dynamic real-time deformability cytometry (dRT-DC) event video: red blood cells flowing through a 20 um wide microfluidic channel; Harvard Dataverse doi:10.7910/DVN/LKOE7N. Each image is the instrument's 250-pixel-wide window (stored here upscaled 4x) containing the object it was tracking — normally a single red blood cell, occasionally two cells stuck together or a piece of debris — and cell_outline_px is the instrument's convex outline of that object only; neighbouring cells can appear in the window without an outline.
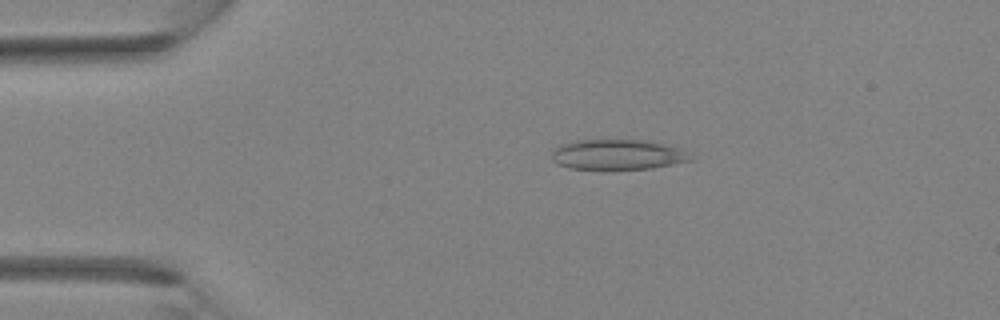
{"species": "Egyptian fruit bat (a non-hibernating species)", "species_latin": "Rousettus aegyptiacus", "temperature_condition": "room temperature", "stored_images_in_passage": 3, "camera_frame_rate_fps": 3000, "um_per_image_px": 0.085, "animal": {"sex": "female"}, "frame": {"image": 1, "passage_image": 2, "time_ms": 1.0, "image_size_px": [1000, 320], "cell_outline_px": [[692, 160], [652, 168], [568, 168], [552, 160], [552, 148], [560, 144], [576, 140], [644, 140], [680, 148]], "centroid_in_image_um": [52.42, 13.12], "position_along_channel_um": 32.6, "area_um2": 23.87}}